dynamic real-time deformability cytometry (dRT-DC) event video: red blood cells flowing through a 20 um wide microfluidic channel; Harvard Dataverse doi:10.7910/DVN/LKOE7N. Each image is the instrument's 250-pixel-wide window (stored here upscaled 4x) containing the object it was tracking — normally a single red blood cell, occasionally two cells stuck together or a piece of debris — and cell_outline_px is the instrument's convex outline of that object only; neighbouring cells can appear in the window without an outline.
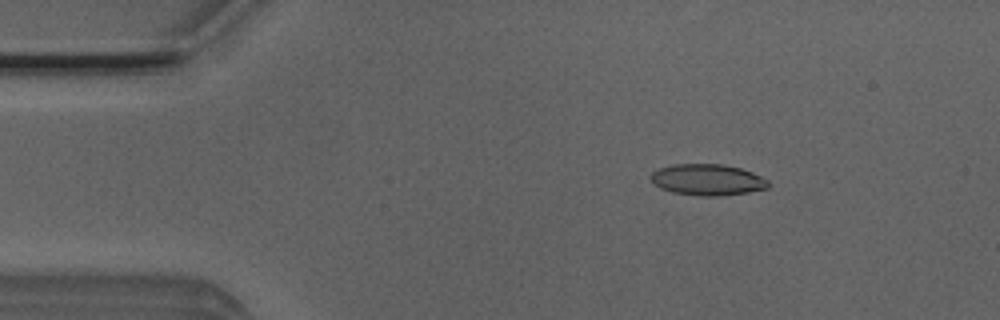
{"species": "Egyptian fruit bat (a non-hibernating species)", "species_latin": "Rousettus aegyptiacus", "temperature_condition": "room temperature", "stored_images_in_passage": 4, "camera_frame_rate_fps": 3000, "um_per_image_px": 0.085, "animal": {"sex": "male"}, "frame": {"image": 1, "passage_image": 2, "time_ms": 0.333, "image_size_px": [1000, 320], "cell_outline_px": [[768, 188], [748, 192], [716, 196], [704, 196], [672, 192], [660, 188], [652, 180], [652, 172], [660, 168], [672, 164], [724, 164], [740, 168], [752, 172], [768, 180]], "centroid_in_image_um": [60.15, 15.27], "position_along_channel_um": 24.9, "area_um2": 21.15}}
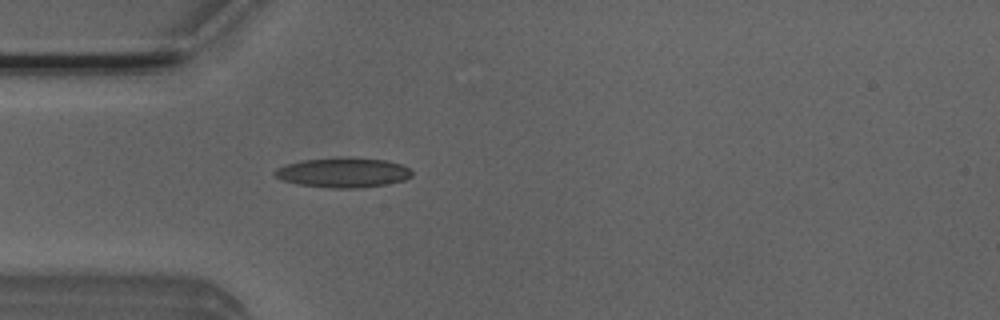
{"frame": {"image": 2, "passage_image": 4, "time_ms": 1.0, "image_size_px": [1000, 320], "cell_outline_px": [[412, 176], [404, 180], [388, 184], [360, 188], [328, 188], [300, 184], [280, 180], [272, 172], [276, 168], [284, 164], [304, 160], [340, 156], [348, 156], [384, 160], [400, 164], [408, 168], [412, 172]], "centroid_in_image_um": [29.14, 14.66], "position_along_channel_um": 55.9, "area_um2": 24.16}}